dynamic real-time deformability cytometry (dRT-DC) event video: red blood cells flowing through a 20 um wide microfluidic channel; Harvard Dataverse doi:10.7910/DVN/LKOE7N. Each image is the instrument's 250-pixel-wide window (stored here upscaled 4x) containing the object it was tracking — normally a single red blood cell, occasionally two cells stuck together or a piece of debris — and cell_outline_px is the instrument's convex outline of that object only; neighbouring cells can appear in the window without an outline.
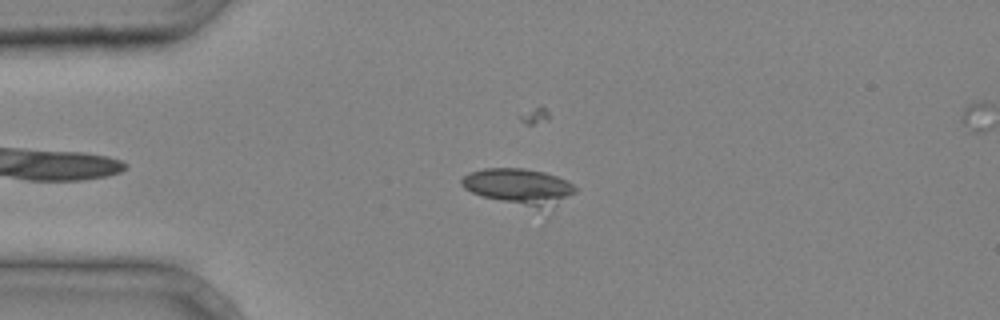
{"species": "common noctule bat (a hibernating species)", "species_latin": "Nyctalus noctula", "temperature_condition": "cold", "stored_images_in_passage": 37, "camera_frame_rate_fps": 3000, "um_per_image_px": 0.085, "animal": {"sex": "male", "body_mass_g": 20.4}, "frame": {"image": 1, "passage_image": 6, "time_ms": 1.667, "image_size_px": [1000, 320], "cell_outline_px": [[576, 192], [556, 204], [540, 208], [500, 200], [484, 196], [472, 192], [464, 188], [460, 184], [460, 180], [468, 172], [484, 168], [524, 168], [544, 172], [568, 180], [576, 188]], "centroid_in_image_um": [44.09, 15.81], "position_along_channel_um": 40.9, "area_um2": 23.35}}